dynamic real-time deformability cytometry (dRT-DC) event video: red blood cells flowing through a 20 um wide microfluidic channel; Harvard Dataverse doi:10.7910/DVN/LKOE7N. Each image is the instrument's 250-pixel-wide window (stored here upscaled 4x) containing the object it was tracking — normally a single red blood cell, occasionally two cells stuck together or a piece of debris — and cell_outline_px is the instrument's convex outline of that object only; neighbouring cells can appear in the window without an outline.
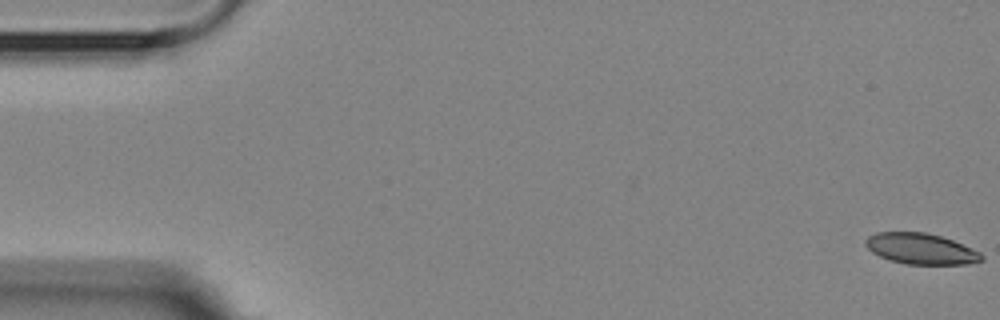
{"species": "Egyptian fruit bat (a non-hibernating species)", "species_latin": "Rousettus aegyptiacus", "temperature_condition": "room temperature", "stored_images_in_passage": 7, "camera_frame_rate_fps": 3000, "um_per_image_px": 0.085, "animal": {"sex": "female"}, "frame": {"image": 1, "passage_image": 1, "time_ms": 0.0, "image_size_px": [1000, 320], "cell_outline_px": [[984, 260], [964, 264], [908, 264], [892, 260], [880, 256], [872, 252], [864, 244], [864, 240], [868, 236], [876, 232], [924, 232], [940, 236], [952, 240], [980, 252], [984, 256]], "centroid_in_image_um": [78.26, 21.14], "position_along_channel_um": 6.7, "area_um2": 20.69}}
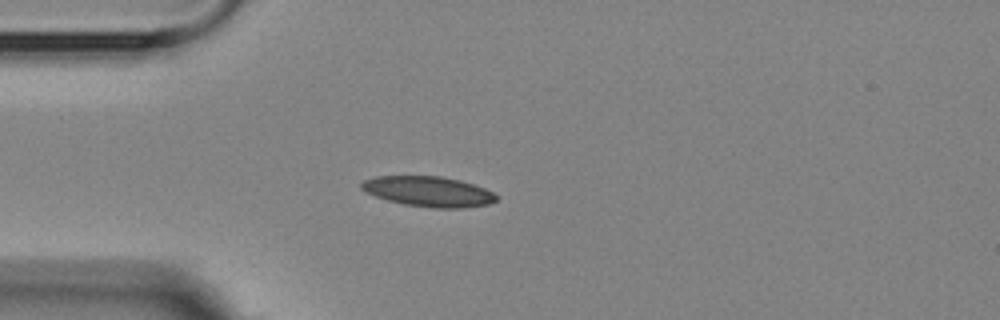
{"frame": {"image": 2, "passage_image": 5, "time_ms": 4.667, "image_size_px": [1000, 320], "cell_outline_px": [[496, 200], [488, 204], [464, 208], [432, 208], [404, 204], [388, 200], [376, 196], [360, 188], [360, 184], [364, 180], [376, 176], [440, 176], [460, 180], [484, 188], [492, 192], [496, 196]], "centroid_in_image_um": [36.41, 16.28], "position_along_channel_um": 48.6, "area_um2": 23.58}}